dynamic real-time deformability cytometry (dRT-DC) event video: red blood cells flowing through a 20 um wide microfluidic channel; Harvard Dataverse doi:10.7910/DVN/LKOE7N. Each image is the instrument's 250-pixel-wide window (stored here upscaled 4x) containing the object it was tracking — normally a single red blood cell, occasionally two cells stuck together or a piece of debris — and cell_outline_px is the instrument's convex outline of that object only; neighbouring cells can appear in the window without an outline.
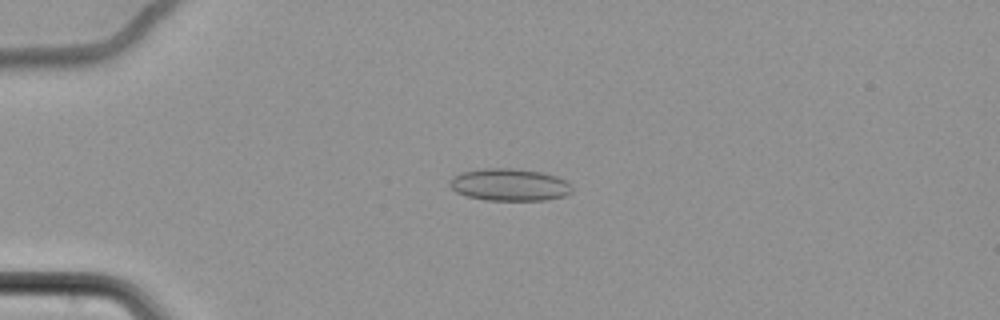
{"species": "common noctule bat (a hibernating species)", "species_latin": "Nyctalus noctula", "temperature_condition": "cold", "stored_images_in_passage": 52, "camera_frame_rate_fps": 3000, "um_per_image_px": 0.085, "animal": {"sex": "female", "body_mass_g": 22.7, "forearm_length_mm": 54.2}, "frame": {"image": 1, "passage_image": 7, "time_ms": 2.0, "image_size_px": [1000, 320], "cell_outline_px": [[572, 192], [564, 196], [544, 200], [484, 200], [468, 196], [456, 192], [448, 184], [452, 176], [460, 172], [488, 168], [512, 168], [540, 172], [556, 176], [564, 180], [572, 188]], "centroid_in_image_um": [43.27, 15.7], "position_along_channel_um": 41.7, "area_um2": 22.89}}
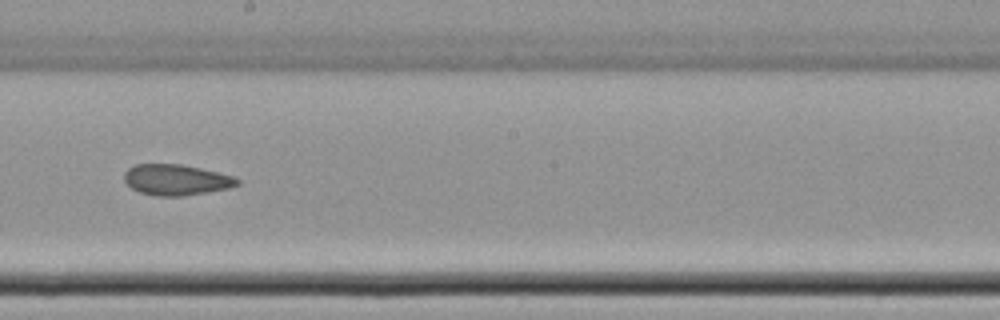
{"frame": {"image": 2, "passage_image": 27, "time_ms": 8.667, "image_size_px": [1000, 320], "cell_outline_px": [[240, 184], [228, 188], [180, 196], [156, 196], [140, 192], [132, 188], [124, 180], [124, 172], [128, 168], [136, 164], [180, 164], [200, 168], [236, 176], [240, 180]], "centroid_in_image_um": [14.98, 15.27], "position_along_channel_um": 233.2, "area_um2": 20.23}}
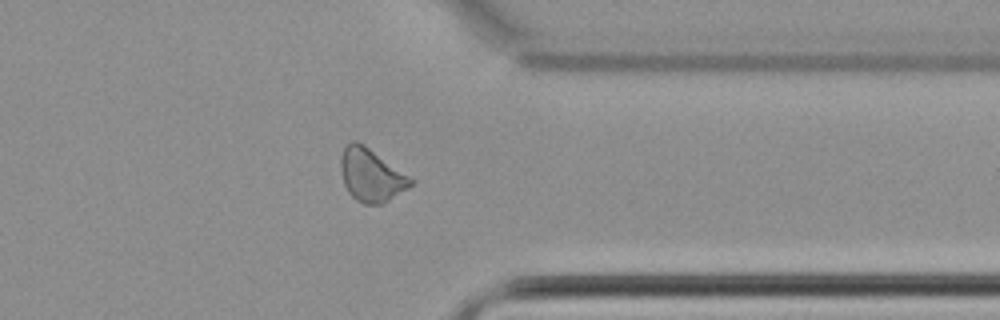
{"frame": {"image": 3, "passage_image": 40, "time_ms": 13.0, "image_size_px": [1000, 320], "cell_outline_px": [[416, 180], [412, 184], [384, 204], [364, 204], [356, 200], [348, 192], [344, 184], [340, 168], [340, 156], [344, 148], [352, 140], [356, 140], [364, 144]], "centroid_in_image_um": [31.54, 14.88], "position_along_channel_um": 379.9, "area_um2": 21.68}, "authors_computed_cell_mechanics": {"area_um2": 21.0103, "velocity_mm_per_s": 3.4785, "shape_relaxation_time_tau1_ms": null, "shape_relaxation_time_tau2_ms": 6.7716, "deformation_change_tau1": null, "deformation_change_tau2": 0.1299}}